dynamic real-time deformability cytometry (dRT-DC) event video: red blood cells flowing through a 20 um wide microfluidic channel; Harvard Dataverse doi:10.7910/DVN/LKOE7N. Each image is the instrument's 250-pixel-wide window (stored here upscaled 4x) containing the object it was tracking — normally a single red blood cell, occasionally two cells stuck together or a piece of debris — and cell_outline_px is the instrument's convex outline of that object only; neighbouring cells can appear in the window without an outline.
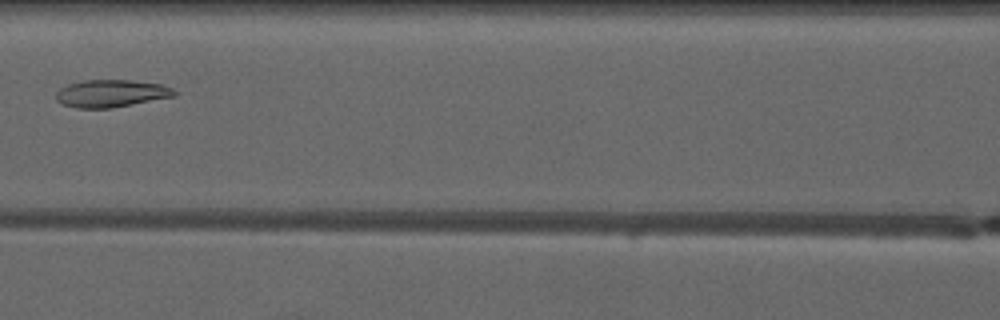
{"species": "common noctule bat (a hibernating species)", "species_latin": "Nyctalus noctula", "temperature_condition": "warm", "stored_images_in_passage": 4, "camera_frame_rate_fps": 3000, "um_per_image_px": 0.085, "animal": {"sex": "male", "forearm_length_mm": 52.5}, "frame": {"image": 1, "passage_image": 4, "time_ms": 3.333, "image_size_px": [1000, 320], "cell_outline_px": [[180, 92], [176, 96], [132, 104], [108, 108], [76, 108], [64, 104], [56, 100], [56, 92], [60, 88], [68, 84], [84, 80], [132, 80], [160, 84], [172, 88]], "centroid_in_image_um": [9.47, 7.93], "position_along_channel_um": 157.1, "area_um2": 18.9}}